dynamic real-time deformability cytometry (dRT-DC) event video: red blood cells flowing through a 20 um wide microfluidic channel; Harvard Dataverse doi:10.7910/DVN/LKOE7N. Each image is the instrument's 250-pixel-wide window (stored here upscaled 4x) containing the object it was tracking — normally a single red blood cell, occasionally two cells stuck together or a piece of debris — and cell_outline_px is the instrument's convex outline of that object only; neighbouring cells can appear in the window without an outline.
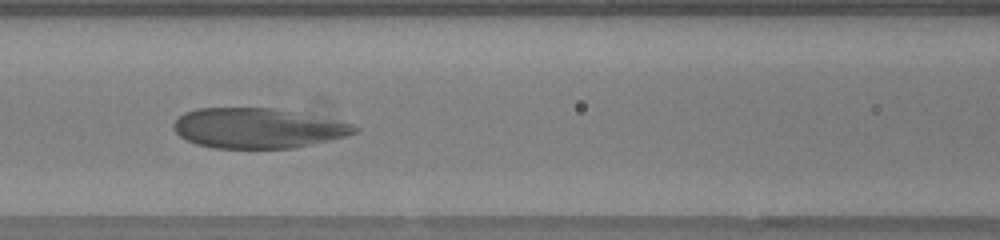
{"species": "human", "species_latin": "Homo sapiens", "temperature_condition": "warm", "stored_images_in_passage": 49, "camera_frame_rate_fps": 3000, "um_per_image_px": 0.085, "donor": {"sex": "female"}, "frame": {"image": 1, "passage_image": 20, "time_ms": 6.333, "image_size_px": [1000, 240], "cell_outline_px": [[360, 128], [356, 132], [344, 136], [328, 140], [292, 148], [216, 148], [196, 144], [180, 136], [176, 132], [172, 124], [184, 112], [196, 108], [272, 108], [352, 124]], "centroid_in_image_um": [21.83, 10.9], "position_along_channel_um": 144.8, "area_um2": 41.5}}
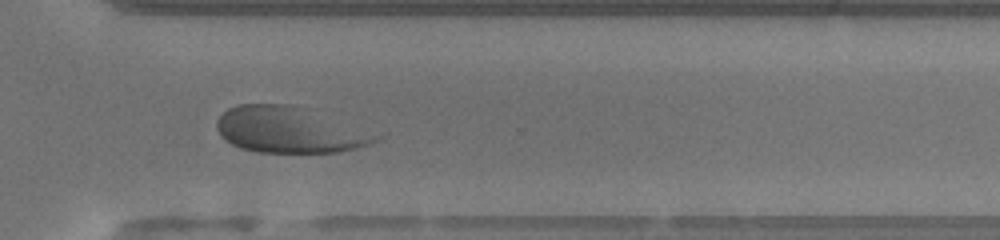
{"frame": {"image": 2, "passage_image": 35, "time_ms": 11.333, "image_size_px": [1000, 240], "cell_outline_px": [[384, 136], [380, 140], [356, 148], [340, 152], [256, 152], [240, 148], [232, 144], [220, 136], [216, 128], [216, 124], [220, 116], [228, 108], [240, 104], [288, 104]], "centroid_in_image_um": [24.54, 11.06], "position_along_channel_um": 346.1, "area_um2": 41.85}}
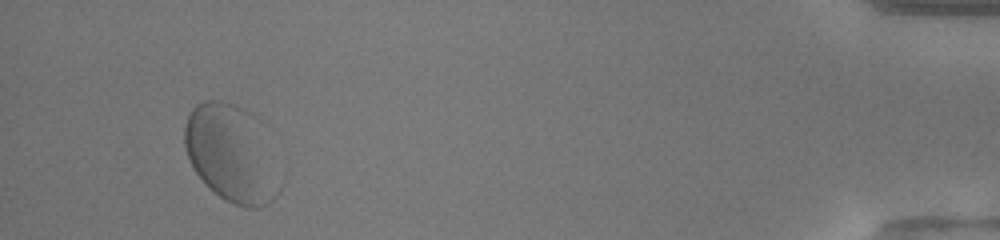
{"frame": {"image": 3, "passage_image": 46, "time_ms": 15.0, "image_size_px": [1000, 240], "cell_outline_px": [[280, 188], [272, 200], [268, 204], [260, 208], [244, 208], [220, 196], [204, 184], [196, 172], [184, 148], [184, 124], [192, 108], [196, 104], [204, 100], [220, 100], [244, 108], [260, 116], [272, 128]], "centroid_in_image_um": [19.78, 12.98], "position_along_channel_um": 415.4, "area_um2": 56.24}}